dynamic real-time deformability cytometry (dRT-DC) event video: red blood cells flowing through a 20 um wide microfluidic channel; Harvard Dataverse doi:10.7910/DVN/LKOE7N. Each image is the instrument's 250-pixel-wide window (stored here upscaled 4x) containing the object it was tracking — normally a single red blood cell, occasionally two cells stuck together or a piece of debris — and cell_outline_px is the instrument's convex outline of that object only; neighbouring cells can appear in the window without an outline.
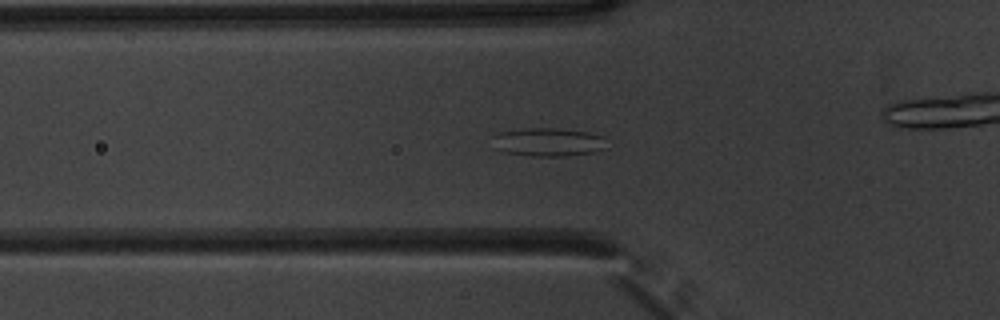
{"species": "common noctule bat (a hibernating species)", "species_latin": "Nyctalus noctula", "temperature_condition": "warm", "stored_images_in_passage": 55, "camera_frame_rate_fps": 3000, "um_per_image_px": 0.085, "animal": {"sex": "male", "body_mass_g": 20.1, "forearm_length_mm": 53.5}, "frame": {"image": 1, "passage_image": 20, "time_ms": 6.333, "image_size_px": [1000, 320], "cell_outline_px": [[604, 148], [596, 152], [564, 156], [532, 156], [504, 152], [492, 148], [492, 136], [500, 132], [524, 128], [556, 128], [588, 132], [604, 136]], "centroid_in_image_um": [46.53, 12.08], "position_along_channel_um": 79.3, "area_um2": 19.07}}
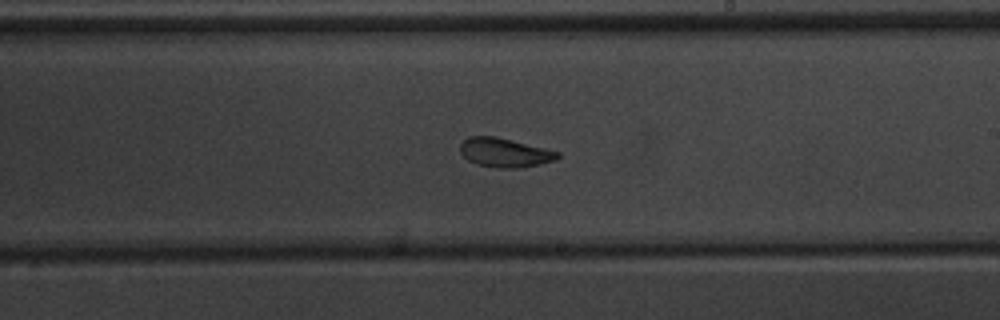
{"frame": {"image": 2, "passage_image": 33, "time_ms": 10.667, "image_size_px": [1000, 320], "cell_outline_px": [[560, 156], [556, 160], [540, 164], [520, 168], [496, 168], [476, 164], [468, 160], [460, 152], [460, 144], [468, 136], [496, 136], [560, 152]], "centroid_in_image_um": [42.89, 12.97], "position_along_channel_um": 246.1, "area_um2": 16.59}}
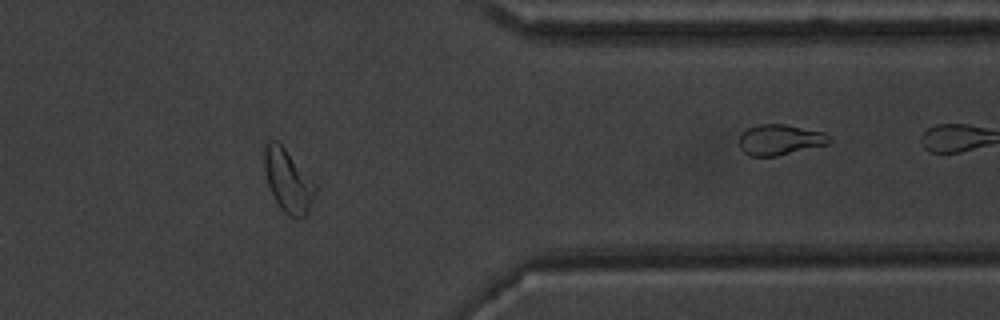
{"frame": {"image": 3, "passage_image": 45, "time_ms": 14.667, "image_size_px": [1000, 320], "cell_outline_px": [[320, 188], [308, 212], [304, 216], [288, 216], [280, 208], [268, 184], [264, 168], [264, 144], [268, 140], [276, 140], [284, 148]], "centroid_in_image_um": [24.51, 15.36], "position_along_channel_um": 386.9, "area_um2": 18.61}, "authors_computed_cell_mechanics": {"area_um2": 19.1318, "velocity_mm_per_s": 3.8337, "shape_relaxation_time_tau1_ms": 4.4118, "shape_relaxation_time_tau2_ms": 2.2604, "deformation_change_tau1": 0.1247, "deformation_change_tau2": 0.0971}}